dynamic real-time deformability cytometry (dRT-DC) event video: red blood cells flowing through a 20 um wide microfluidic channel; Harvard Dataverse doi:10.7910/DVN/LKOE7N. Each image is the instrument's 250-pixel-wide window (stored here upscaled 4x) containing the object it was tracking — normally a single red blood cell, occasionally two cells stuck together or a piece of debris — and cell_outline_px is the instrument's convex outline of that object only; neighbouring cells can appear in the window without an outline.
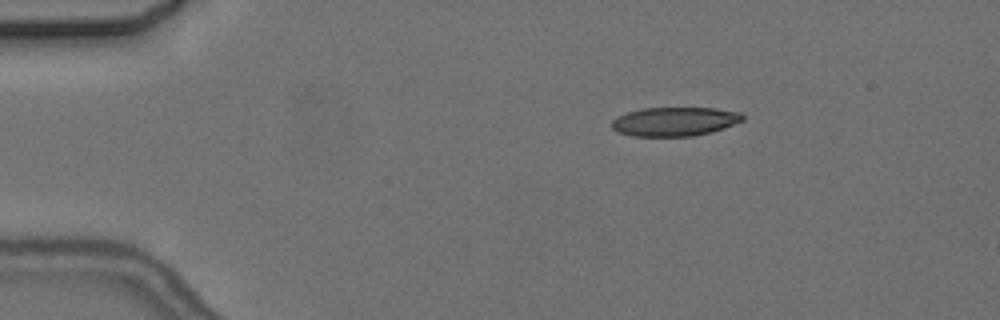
{"species": "common noctule bat (a hibernating species)", "species_latin": "Nyctalus noctula", "temperature_condition": "cold", "stored_images_in_passage": 4, "camera_frame_rate_fps": 3000, "um_per_image_px": 0.085, "animal": {"sex": "female", "body_mass_g": 24.6, "forearm_length_mm": 56.2}, "frame": {"image": 1, "passage_image": 3, "time_ms": 2.0, "image_size_px": [1000, 320], "cell_outline_px": [[744, 120], [724, 128], [712, 132], [692, 136], [632, 136], [616, 132], [612, 128], [612, 120], [616, 116], [640, 108], [716, 108], [740, 112], [744, 116]], "centroid_in_image_um": [57.33, 10.33], "position_along_channel_um": 27.7, "area_um2": 22.25}}